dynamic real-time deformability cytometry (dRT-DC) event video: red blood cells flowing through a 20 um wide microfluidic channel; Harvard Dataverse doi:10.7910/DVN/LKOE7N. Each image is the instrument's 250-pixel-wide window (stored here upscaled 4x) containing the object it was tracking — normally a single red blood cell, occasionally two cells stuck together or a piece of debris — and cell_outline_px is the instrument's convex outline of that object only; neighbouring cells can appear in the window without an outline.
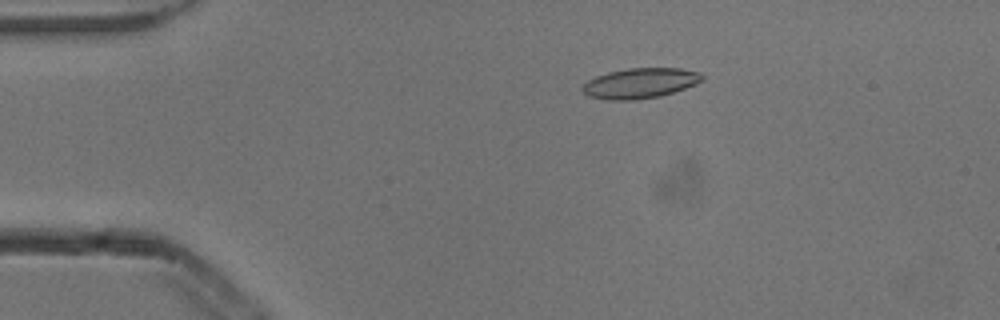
{"species": "common noctule bat (a hibernating species)", "species_latin": "Nyctalus noctula", "temperature_condition": "cold", "stored_images_in_passage": 53, "camera_frame_rate_fps": 3000, "um_per_image_px": 0.085, "animal": {"sex": "male", "body_mass_g": 13.3}, "frame": {"image": 1, "passage_image": 10, "time_ms": 3.0, "image_size_px": [1000, 320], "cell_outline_px": [[704, 80], [696, 84], [660, 96], [632, 100], [608, 100], [588, 96], [580, 88], [588, 80], [596, 76], [608, 72], [628, 68], [680, 68], [700, 72], [704, 76]], "centroid_in_image_um": [54.41, 7.06], "position_along_channel_um": 30.6, "area_um2": 21.1}}
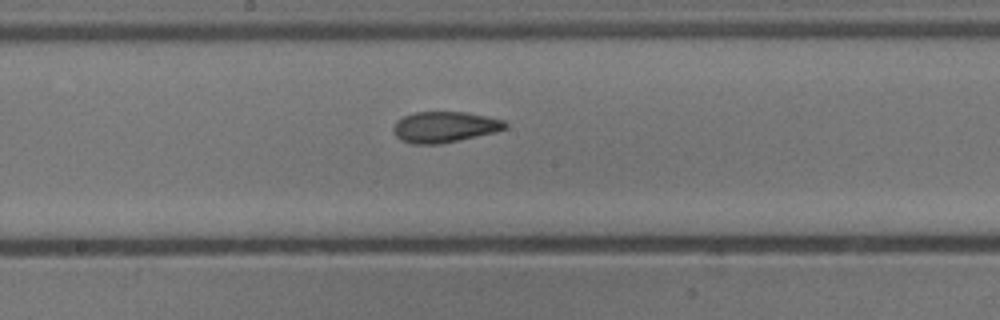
{"frame": {"image": 2, "passage_image": 28, "time_ms": 9.0, "image_size_px": [1000, 320], "cell_outline_px": [[508, 128], [496, 132], [440, 144], [412, 144], [400, 140], [396, 136], [392, 128], [396, 120], [404, 116], [416, 112], [468, 112], [488, 116], [504, 120], [508, 124]], "centroid_in_image_um": [37.8, 10.79], "position_along_channel_um": 210.4, "area_um2": 20.35}}
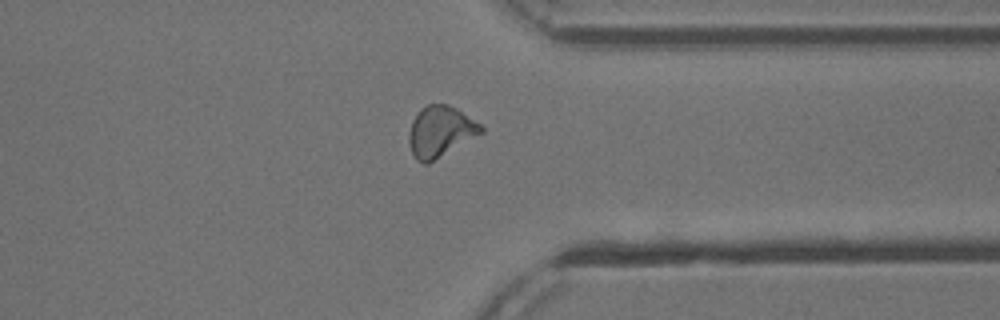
{"frame": {"image": 3, "passage_image": 41, "time_ms": 13.333, "image_size_px": [1000, 320], "cell_outline_px": [[484, 132], [428, 164], [424, 164], [416, 160], [412, 152], [408, 140], [408, 136], [412, 120], [416, 112], [420, 108], [428, 104], [448, 104], [456, 108], [480, 124], [484, 128]], "centroid_in_image_um": [37.41, 11.18], "position_along_channel_um": 374.0, "area_um2": 21.44}, "authors_computed_cell_mechanics": {"area_um2": 20.519, "velocity_mm_per_s": 3.8612, "shape_relaxation_time_tau1_ms": null, "shape_relaxation_time_tau2_ms": 2.2886, "deformation_change_tau1": null, "deformation_change_tau2": 0.0835}}